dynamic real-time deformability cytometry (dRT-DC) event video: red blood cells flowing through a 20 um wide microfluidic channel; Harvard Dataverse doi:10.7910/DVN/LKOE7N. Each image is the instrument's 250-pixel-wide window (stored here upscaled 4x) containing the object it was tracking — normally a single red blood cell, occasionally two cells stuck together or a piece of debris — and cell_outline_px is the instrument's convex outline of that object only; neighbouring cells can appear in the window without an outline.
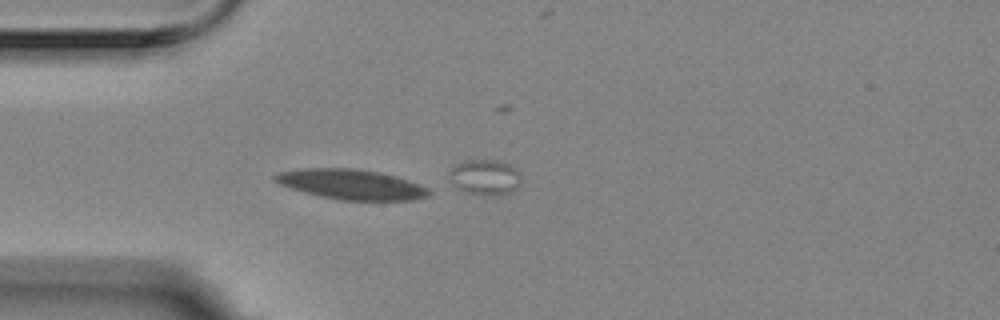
{"species": "Egyptian fruit bat (a non-hibernating species)", "species_latin": "Rousettus aegyptiacus", "temperature_condition": "room temperature", "stored_images_in_passage": 26, "camera_frame_rate_fps": 3000, "um_per_image_px": 0.085, "animal": {"sex": "female"}, "frame": {"image": 1, "passage_image": 12, "time_ms": 3.667, "image_size_px": [1000, 320], "cell_outline_px": [[432, 192], [428, 196], [412, 200], [340, 200], [320, 196], [304, 192], [280, 184], [272, 176], [280, 172], [300, 168], [352, 168], [380, 172], [396, 176], [420, 184], [428, 188]], "centroid_in_image_um": [29.89, 15.67], "position_along_channel_um": 55.1, "area_um2": 26.88}}
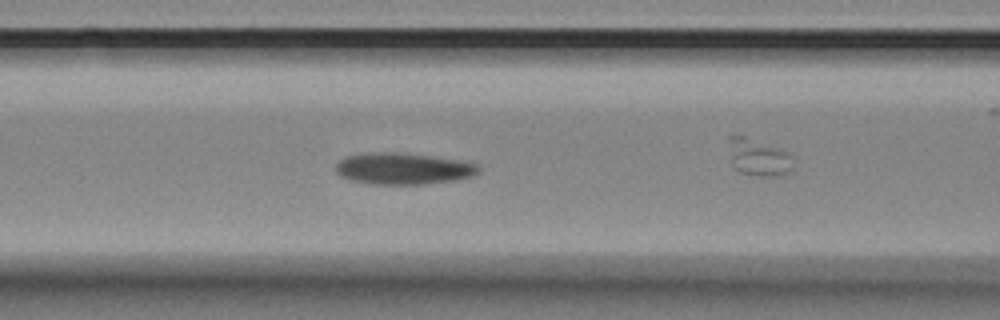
{"frame": {"image": 2, "passage_image": 19, "time_ms": 6.0, "image_size_px": [1000, 320], "cell_outline_px": [[480, 172], [472, 176], [456, 180], [424, 184], [372, 184], [352, 180], [340, 176], [336, 172], [336, 164], [340, 160], [348, 156], [368, 152], [396, 152], [428, 156], [456, 160], [476, 164], [480, 168]], "centroid_in_image_um": [34.25, 14.34], "position_along_channel_um": 132.4, "area_um2": 26.01}}
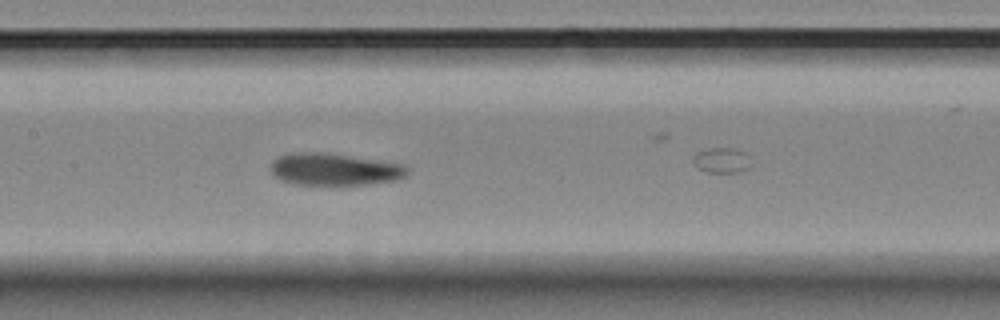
{"frame": {"image": 3, "passage_image": 23, "time_ms": 7.333, "image_size_px": [1000, 320], "cell_outline_px": [[408, 172], [404, 176], [396, 180], [364, 184], [296, 184], [280, 180], [272, 172], [272, 164], [280, 156], [288, 152], [328, 152], [404, 164], [408, 168]], "centroid_in_image_um": [28.44, 14.37], "position_along_channel_um": 179.0, "area_um2": 25.37}}